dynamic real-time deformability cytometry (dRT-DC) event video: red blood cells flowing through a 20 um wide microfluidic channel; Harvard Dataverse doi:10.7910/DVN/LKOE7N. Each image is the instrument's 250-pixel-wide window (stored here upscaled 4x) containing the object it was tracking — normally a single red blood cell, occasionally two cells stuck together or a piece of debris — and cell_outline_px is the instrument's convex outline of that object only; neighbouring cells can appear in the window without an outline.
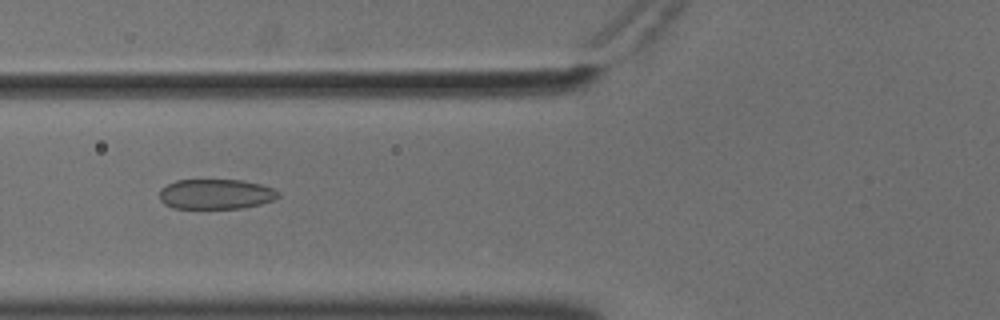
{"species": "common noctule bat (a hibernating species)", "species_latin": "Nyctalus noctula", "temperature_condition": "cold", "stored_images_in_passage": 56, "camera_frame_rate_fps": 3000, "um_per_image_px": 0.085, "animal": {"sex": "male", "body_mass_g": 18.8}, "frame": {"image": 1, "passage_image": 22, "time_ms": 7.0, "image_size_px": [1000, 320], "cell_outline_px": [[280, 196], [276, 200], [244, 208], [172, 208], [164, 204], [160, 200], [160, 188], [176, 180], [244, 180], [260, 184], [272, 188], [280, 192]], "centroid_in_image_um": [18.37, 16.5], "position_along_channel_um": 107.4, "area_um2": 20.98}}
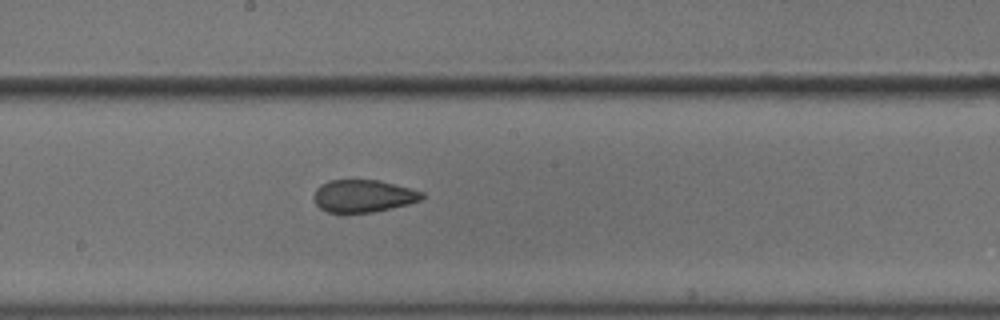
{"frame": {"image": 2, "passage_image": 31, "time_ms": 10.0, "image_size_px": [1000, 320], "cell_outline_px": [[424, 196], [420, 200], [408, 204], [392, 208], [372, 212], [328, 212], [320, 208], [316, 204], [312, 196], [316, 188], [320, 184], [328, 180], [380, 180], [412, 188], [424, 192]], "centroid_in_image_um": [30.87, 16.64], "position_along_channel_um": 217.3, "area_um2": 20.58}}
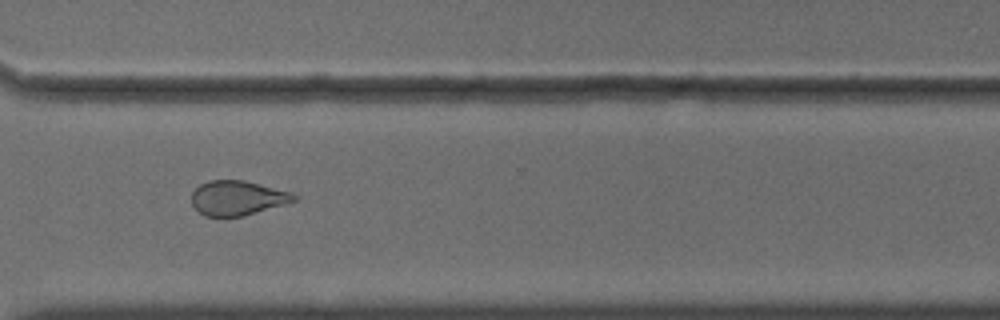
{"frame": {"image": 3, "passage_image": 42, "time_ms": 13.667, "image_size_px": [1000, 320], "cell_outline_px": [[296, 200], [284, 204], [244, 216], [204, 216], [192, 204], [192, 192], [200, 184], [208, 180], [244, 180], [292, 192], [296, 196]], "centroid_in_image_um": [20.17, 16.82], "position_along_channel_um": 350.4, "area_um2": 20.52}, "authors_computed_cell_mechanics": {"area_um2": 22.7154, "velocity_mm_per_s": 3.6361, "shape_relaxation_time_tau1_ms": null, "shape_relaxation_time_tau2_ms": 1.5945, "deformation_change_tau1": null, "deformation_change_tau2": 0.0707}}